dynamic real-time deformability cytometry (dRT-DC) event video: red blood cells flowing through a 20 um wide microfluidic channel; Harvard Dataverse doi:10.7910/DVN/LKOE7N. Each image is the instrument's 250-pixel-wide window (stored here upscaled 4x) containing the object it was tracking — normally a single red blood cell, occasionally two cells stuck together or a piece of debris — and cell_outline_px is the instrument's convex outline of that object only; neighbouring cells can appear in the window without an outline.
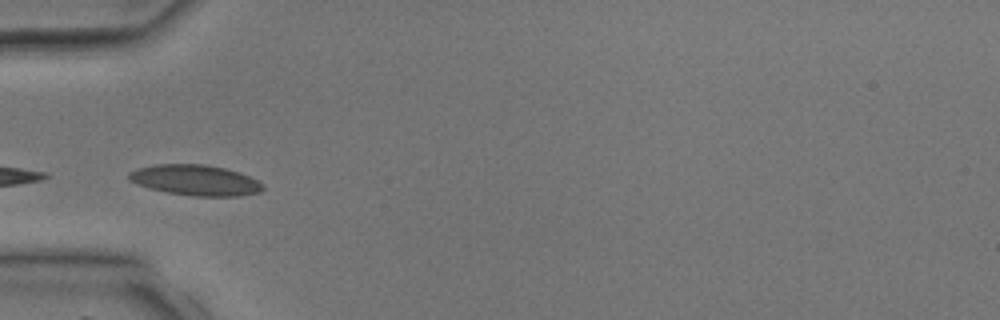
{"species": "common noctule bat (a hibernating species)", "species_latin": "Nyctalus noctula", "temperature_condition": "room temperature", "stored_images_in_passage": 4, "camera_frame_rate_fps": 3000, "um_per_image_px": 0.085, "animal": {"sex": "male", "body_mass_g": 17.9, "forearm_length_mm": 54.2}, "frame": {"image": 1, "passage_image": 3, "time_ms": 2.333, "image_size_px": [1000, 320], "cell_outline_px": [[264, 188], [260, 192], [240, 196], [192, 196], [168, 192], [136, 184], [128, 180], [128, 172], [136, 168], [156, 164], [204, 164], [224, 168], [240, 172], [264, 184]], "centroid_in_image_um": [16.6, 15.31], "position_along_channel_um": 68.4, "area_um2": 23.93}}